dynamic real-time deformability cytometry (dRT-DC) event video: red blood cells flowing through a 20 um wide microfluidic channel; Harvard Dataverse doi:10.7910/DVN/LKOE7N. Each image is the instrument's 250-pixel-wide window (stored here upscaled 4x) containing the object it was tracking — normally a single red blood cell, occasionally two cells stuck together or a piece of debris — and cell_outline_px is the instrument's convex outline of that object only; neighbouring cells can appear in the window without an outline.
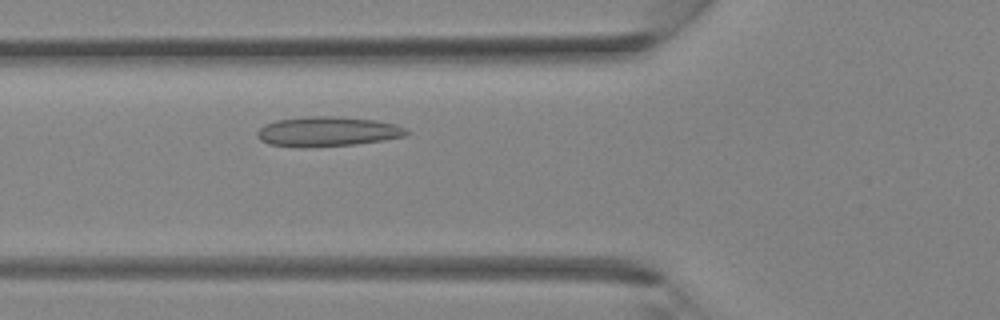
{"species": "Egyptian fruit bat (a non-hibernating species)", "species_latin": "Rousettus aegyptiacus", "temperature_condition": "room temperature", "stored_images_in_passage": 16, "camera_frame_rate_fps": 3000, "um_per_image_px": 0.085, "animal": {"sex": "female"}, "frame": {"image": 1, "passage_image": 9, "time_ms": 2.667, "image_size_px": [1000, 320], "cell_outline_px": [[408, 132], [404, 136], [380, 140], [352, 144], [300, 148], [268, 144], [260, 140], [256, 136], [256, 132], [264, 124], [276, 120], [308, 116], [340, 116], [376, 120], [396, 124], [408, 128]], "centroid_in_image_um": [27.79, 11.17], "position_along_channel_um": 98.0, "area_um2": 26.01}}
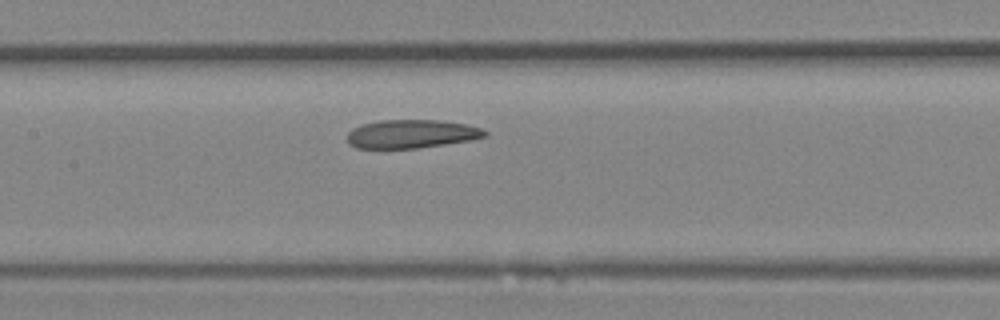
{"frame": {"image": 2, "passage_image": 13, "time_ms": 4.0, "image_size_px": [1000, 320], "cell_outline_px": [[488, 136], [472, 140], [416, 148], [356, 148], [348, 144], [348, 132], [352, 128], [360, 124], [380, 120], [440, 120], [468, 124], [484, 128], [488, 132]], "centroid_in_image_um": [35.01, 11.37], "position_along_channel_um": 172.4, "area_um2": 23.12}}
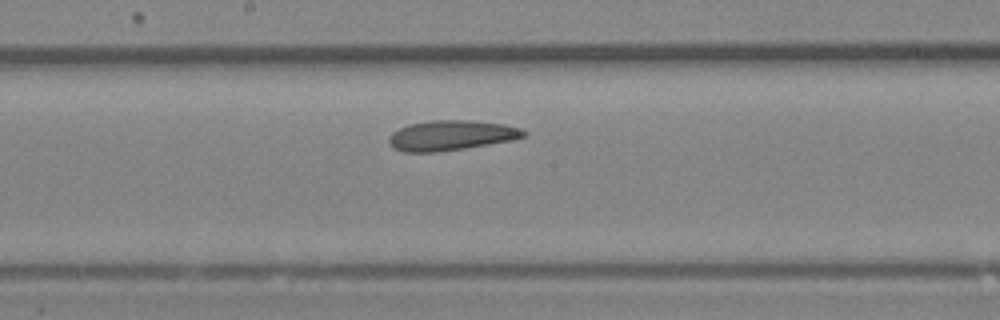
{"frame": {"image": 3, "passage_image": 15, "time_ms": 4.667, "image_size_px": [1000, 320], "cell_outline_px": [[528, 136], [512, 140], [464, 148], [436, 152], [404, 152], [392, 148], [388, 144], [388, 136], [392, 132], [408, 124], [432, 120], [472, 120], [504, 124], [520, 128], [528, 132]], "centroid_in_image_um": [38.33, 11.5], "position_along_channel_um": 209.9, "area_um2": 23.81}}